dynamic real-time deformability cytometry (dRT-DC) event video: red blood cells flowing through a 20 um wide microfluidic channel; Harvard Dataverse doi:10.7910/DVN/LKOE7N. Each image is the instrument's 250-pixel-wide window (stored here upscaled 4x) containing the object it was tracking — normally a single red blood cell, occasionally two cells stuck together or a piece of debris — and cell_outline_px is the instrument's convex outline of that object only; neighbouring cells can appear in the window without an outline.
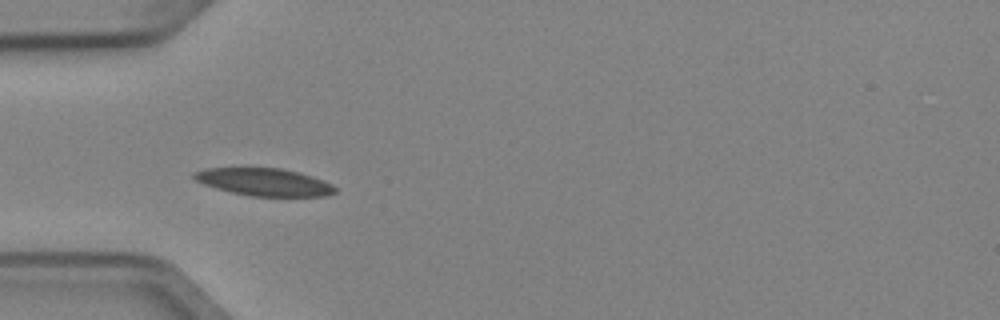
{"species": "Egyptian fruit bat (a non-hibernating species)", "species_latin": "Rousettus aegyptiacus", "temperature_condition": "cold", "stored_images_in_passage": 5, "camera_frame_rate_fps": 3000, "um_per_image_px": 0.085, "animal": {"sex": "female"}, "frame": {"image": 1, "passage_image": 4, "time_ms": 1.0, "image_size_px": [1000, 320], "cell_outline_px": [[336, 192], [328, 196], [252, 196], [232, 192], [216, 188], [204, 184], [196, 180], [192, 176], [192, 172], [204, 168], [280, 168], [300, 172], [324, 180], [332, 184], [336, 188]], "centroid_in_image_um": [22.47, 15.47], "position_along_channel_um": 62.5, "area_um2": 22.66}}
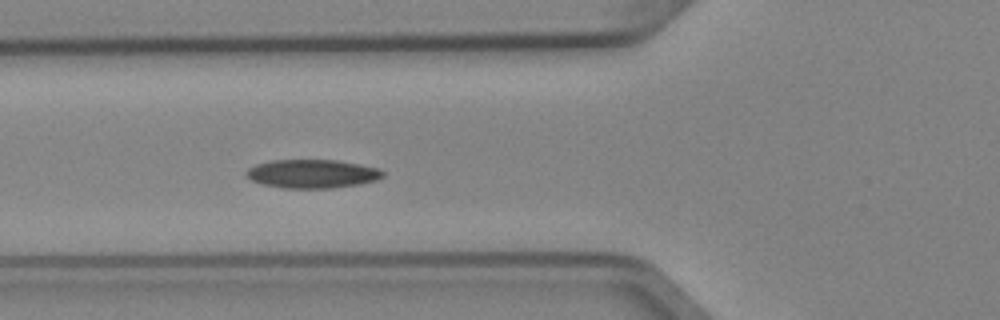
{"frame": {"image": 2, "passage_image": 5, "time_ms": 1.333, "image_size_px": [1000, 320], "cell_outline_px": [[384, 176], [376, 180], [360, 184], [332, 188], [284, 188], [260, 184], [244, 176], [244, 172], [248, 168], [256, 164], [268, 160], [336, 160], [360, 164], [380, 168], [384, 172]], "centroid_in_image_um": [26.51, 14.77], "position_along_channel_um": 99.3, "area_um2": 23.06}}